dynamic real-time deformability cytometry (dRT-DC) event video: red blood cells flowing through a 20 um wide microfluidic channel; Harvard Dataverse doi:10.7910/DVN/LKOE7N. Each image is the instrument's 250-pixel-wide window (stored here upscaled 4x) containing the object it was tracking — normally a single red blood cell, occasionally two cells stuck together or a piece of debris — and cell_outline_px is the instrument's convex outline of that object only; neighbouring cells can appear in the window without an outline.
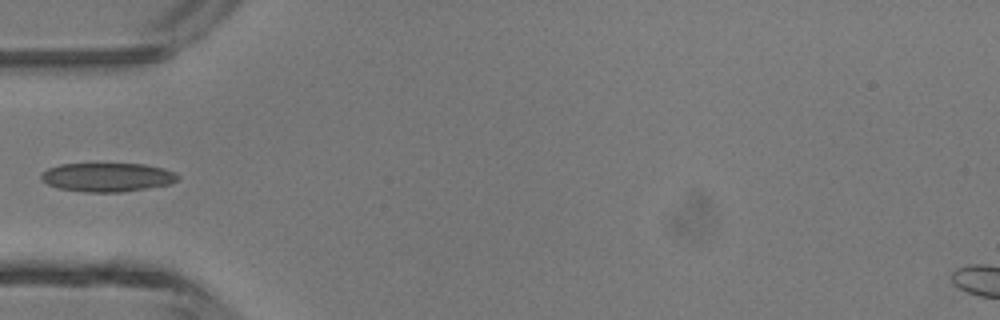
{"species": "common noctule bat (a hibernating species)", "species_latin": "Nyctalus noctula", "temperature_condition": "room temperature", "stored_images_in_passage": 32, "camera_frame_rate_fps": 3000, "um_per_image_px": 0.085, "animal": {"sex": "male", "body_mass_g": 13.3}, "frame": {"image": 1, "passage_image": 1, "time_ms": 0.0, "image_size_px": [1000, 320], "cell_outline_px": [[180, 176], [176, 180], [168, 184], [120, 192], [84, 192], [60, 188], [48, 184], [40, 180], [40, 176], [48, 168], [60, 164], [144, 164], [164, 168], [176, 172]], "centroid_in_image_um": [9.11, 15.05], "position_along_channel_um": 75.9, "area_um2": 22.77}}
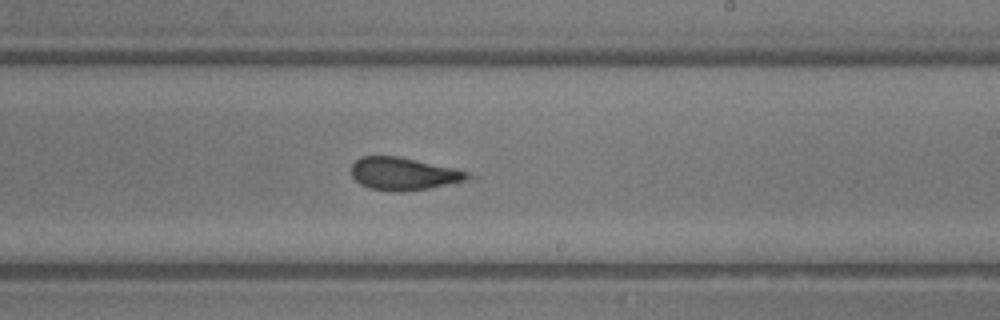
{"frame": {"image": 2, "passage_image": 13, "time_ms": 4.0, "image_size_px": [1000, 320], "cell_outline_px": [[480, 176], [464, 180], [428, 188], [400, 192], [396, 192], [368, 188], [360, 184], [352, 176], [352, 164], [360, 156], [396, 156], [456, 168]], "centroid_in_image_um": [34.32, 14.77], "position_along_channel_um": 254.7, "area_um2": 22.14}}
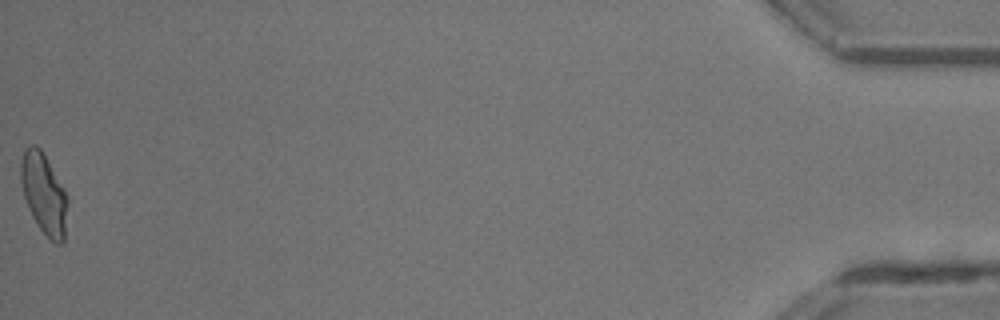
{"frame": {"image": 3, "passage_image": 32, "time_ms": 10.333, "image_size_px": [1000, 320], "cell_outline_px": [[68, 204], [64, 240], [60, 244], [56, 244], [40, 228], [32, 216], [28, 208], [24, 196], [20, 180], [20, 160], [24, 148], [28, 144], [36, 144], [40, 148], [64, 188], [68, 196]], "centroid_in_image_um": [3.72, 16.42], "position_along_channel_um": 431.5, "area_um2": 22.08}}